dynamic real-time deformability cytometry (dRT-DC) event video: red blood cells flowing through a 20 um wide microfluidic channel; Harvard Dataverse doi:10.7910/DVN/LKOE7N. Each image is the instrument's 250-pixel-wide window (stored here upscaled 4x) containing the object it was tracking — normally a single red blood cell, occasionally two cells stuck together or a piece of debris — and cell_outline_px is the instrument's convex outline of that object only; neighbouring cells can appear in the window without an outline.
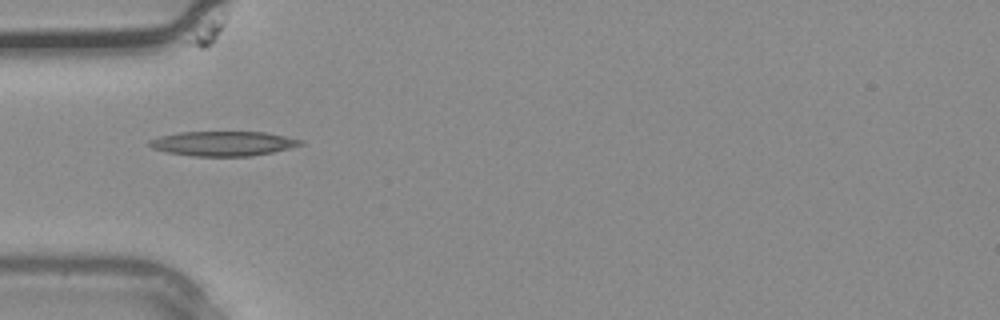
{"species": "common noctule bat (a hibernating species)", "species_latin": "Nyctalus noctula", "temperature_condition": "warm", "stored_images_in_passage": 36, "camera_frame_rate_fps": 3000, "um_per_image_px": 0.085, "animal": {"sex": "male", "body_mass_g": 20.4}, "frame": {"image": 1, "passage_image": 11, "time_ms": 3.333, "image_size_px": [1000, 320], "cell_outline_px": [[304, 144], [272, 152], [252, 156], [192, 156], [168, 152], [152, 148], [148, 144], [148, 140], [160, 136], [180, 132], [264, 132], [304, 140]], "centroid_in_image_um": [18.95, 12.2], "position_along_channel_um": 66.0, "area_um2": 21.62}}